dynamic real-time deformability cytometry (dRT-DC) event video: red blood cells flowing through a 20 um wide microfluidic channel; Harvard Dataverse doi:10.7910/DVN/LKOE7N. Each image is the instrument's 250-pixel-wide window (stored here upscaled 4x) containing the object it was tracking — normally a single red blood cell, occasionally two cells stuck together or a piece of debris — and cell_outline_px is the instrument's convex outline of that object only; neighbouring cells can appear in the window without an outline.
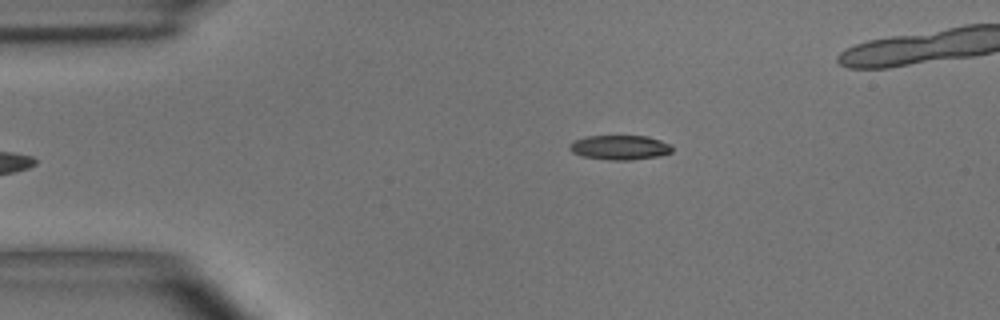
{"species": "common noctule bat (a hibernating species)", "species_latin": "Nyctalus noctula", "temperature_condition": "room temperature", "stored_images_in_passage": 5, "segment_of_instrument_passage": [2, 2], "camera_frame_rate_fps": 3000, "um_per_image_px": 0.085, "animal": {"sex": "male", "body_mass_g": 15.6}, "frame": {"image": 1, "passage_image": 5, "time_ms": 4.667, "image_size_px": [1000, 320], "cell_outline_px": [[672, 152], [660, 156], [628, 160], [612, 160], [584, 156], [572, 152], [568, 148], [568, 144], [572, 140], [584, 136], [648, 136], [672, 144]], "centroid_in_image_um": [52.67, 12.52], "position_along_channel_um": 32.3, "area_um2": 14.8}}